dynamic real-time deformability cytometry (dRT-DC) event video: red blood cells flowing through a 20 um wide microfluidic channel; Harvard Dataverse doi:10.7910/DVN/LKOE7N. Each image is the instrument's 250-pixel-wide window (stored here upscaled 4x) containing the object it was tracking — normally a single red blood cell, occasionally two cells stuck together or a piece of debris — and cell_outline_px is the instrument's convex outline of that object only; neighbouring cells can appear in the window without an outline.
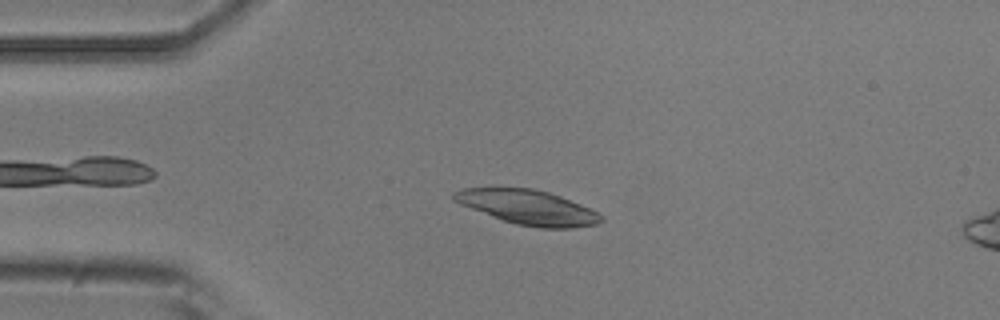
{"species": "common noctule bat (a hibernating species)", "species_latin": "Nyctalus noctula", "temperature_condition": "room temperature", "stored_images_in_passage": 38, "camera_frame_rate_fps": 3000, "um_per_image_px": 0.085, "animal": {"sex": "male", "body_mass_g": 20.5, "forearm_length_mm": 52.5}, "frame": {"image": 1, "passage_image": 3, "time_ms": 0.667, "image_size_px": [1000, 320], "cell_outline_px": [[604, 220], [596, 224], [572, 228], [540, 228], [516, 224], [492, 216], [460, 204], [452, 200], [452, 192], [464, 188], [532, 188], [548, 192], [560, 196], [600, 212], [604, 216]], "centroid_in_image_um": [44.9, 17.62], "position_along_channel_um": 40.1, "area_um2": 29.54}}
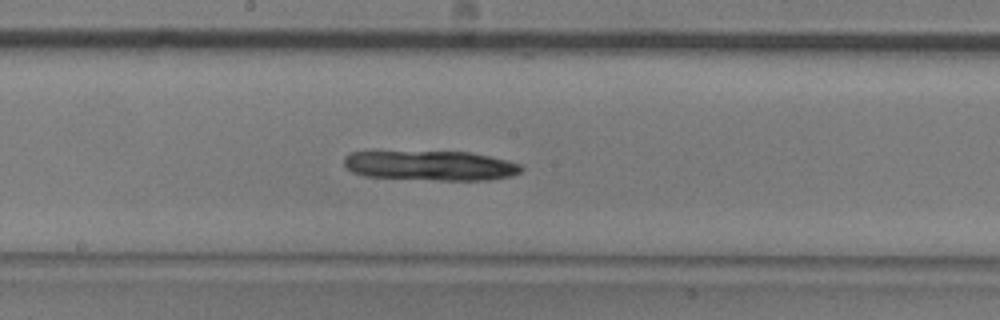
{"frame": {"image": 2, "passage_image": 18, "time_ms": 5.667, "image_size_px": [1000, 320], "cell_outline_px": [[524, 168], [520, 172], [512, 176], [488, 180], [440, 180], [364, 176], [352, 172], [344, 164], [344, 156], [352, 152], [468, 152], [508, 160], [520, 164]], "centroid_in_image_um": [36.63, 14.08], "position_along_channel_um": 211.6, "area_um2": 30.58}}
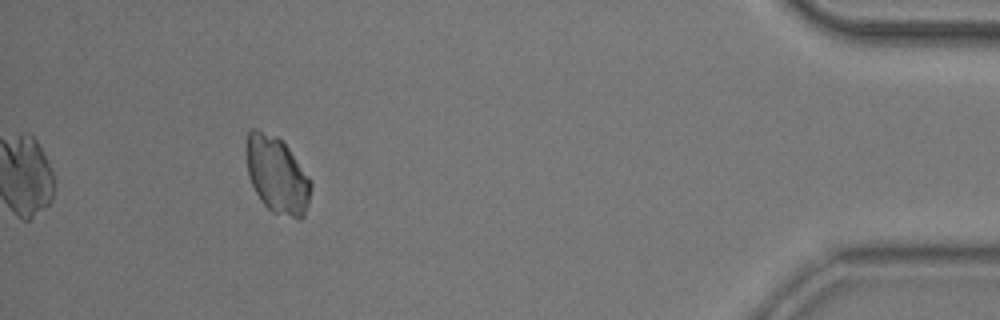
{"frame": {"image": 3, "passage_image": 38, "time_ms": 12.333, "image_size_px": [1000, 320], "cell_outline_px": [[312, 184], [308, 204], [304, 216], [300, 220], [272, 212], [260, 200], [248, 176], [244, 148], [244, 144], [248, 132], [252, 128], [256, 128], [276, 136], [288, 148], [312, 180]], "centroid_in_image_um": [23.52, 14.86], "position_along_channel_um": 411.7, "area_um2": 29.25}}